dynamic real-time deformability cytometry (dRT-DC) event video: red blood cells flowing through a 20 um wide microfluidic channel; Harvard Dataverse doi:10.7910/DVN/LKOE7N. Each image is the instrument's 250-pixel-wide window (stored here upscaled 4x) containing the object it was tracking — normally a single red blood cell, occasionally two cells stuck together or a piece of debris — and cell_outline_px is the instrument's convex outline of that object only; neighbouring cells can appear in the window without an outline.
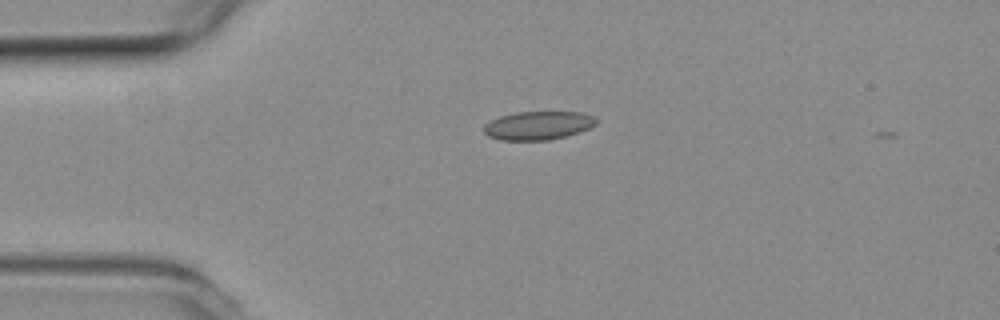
{"species": "common noctule bat (a hibernating species)", "species_latin": "Nyctalus noctula", "temperature_condition": "room temperature", "stored_images_in_passage": 3, "camera_frame_rate_fps": 3000, "um_per_image_px": 0.085, "animal": {"sex": "female", "body_mass_g": 19.3, "forearm_length_mm": 54.1}, "frame": {"image": 1, "passage_image": 2, "time_ms": 0.333, "image_size_px": [1000, 320], "cell_outline_px": [[596, 124], [580, 132], [568, 136], [548, 140], [500, 140], [488, 136], [484, 132], [484, 124], [500, 116], [516, 112], [580, 112], [596, 116]], "centroid_in_image_um": [45.75, 10.67], "position_along_channel_um": 39.2, "area_um2": 18.73}}